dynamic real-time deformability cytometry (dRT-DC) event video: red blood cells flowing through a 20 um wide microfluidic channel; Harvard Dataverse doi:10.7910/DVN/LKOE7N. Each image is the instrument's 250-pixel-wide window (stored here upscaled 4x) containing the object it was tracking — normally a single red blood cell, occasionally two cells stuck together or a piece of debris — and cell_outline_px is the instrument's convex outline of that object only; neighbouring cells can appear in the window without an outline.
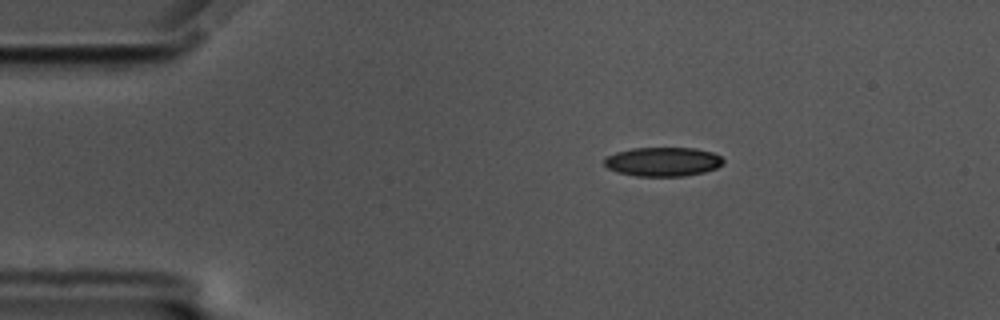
{"species": "common noctule bat (a hibernating species)", "species_latin": "Nyctalus noctula", "temperature_condition": "cold", "stored_images_in_passage": 49, "camera_frame_rate_fps": 3000, "um_per_image_px": 0.085, "animal": {"sex": "male", "body_mass_g": 17.5, "forearm_length_mm": 52.3}, "frame": {"image": 1, "passage_image": 1, "time_ms": 0.0, "image_size_px": [1000, 320], "cell_outline_px": [[724, 164], [716, 168], [704, 172], [684, 176], [636, 176], [616, 172], [608, 168], [604, 164], [604, 156], [616, 152], [632, 148], [696, 148], [712, 152], [720, 156], [724, 160]], "centroid_in_image_um": [56.33, 13.74], "position_along_channel_um": 28.7, "area_um2": 20.35}}
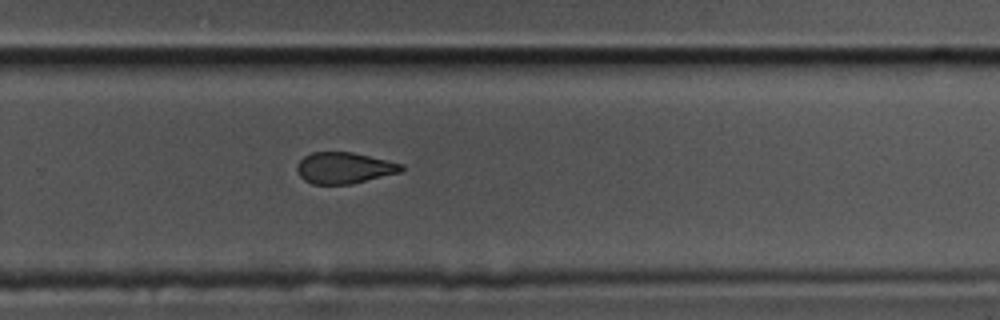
{"frame": {"image": 2, "passage_image": 29, "time_ms": 9.333, "image_size_px": [1000, 320], "cell_outline_px": [[404, 168], [400, 172], [352, 184], [312, 184], [304, 180], [300, 176], [296, 168], [300, 160], [304, 156], [312, 152], [352, 152], [404, 164]], "centroid_in_image_um": [29.25, 14.27], "position_along_channel_um": 300.5, "area_um2": 18.96}}
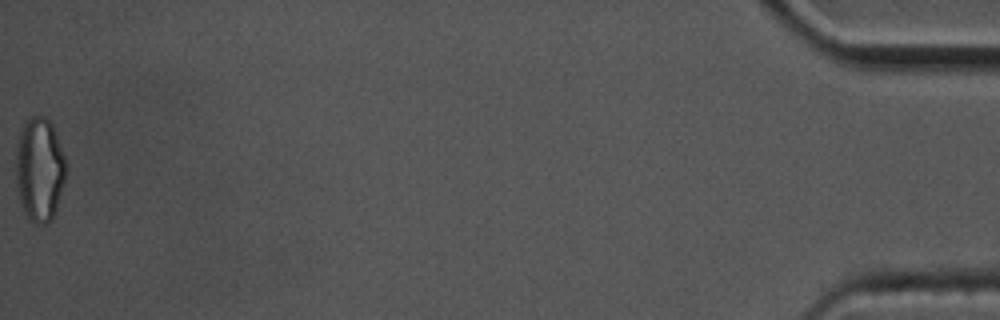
{"frame": {"image": 3, "passage_image": 49, "time_ms": 16.0, "image_size_px": [1000, 320], "cell_outline_px": [[68, 164], [64, 180], [56, 208], [52, 220], [48, 224], [36, 224], [28, 220], [24, 212], [20, 200], [16, 184], [16, 144], [20, 132], [28, 116], [44, 116], [52, 124]], "centroid_in_image_um": [3.36, 14.4], "position_along_channel_um": 431.8, "area_um2": 30.63}, "authors_computed_cell_mechanics": {"area_um2": 20.8658, "velocity_mm_per_s": 3.4805, "shape_relaxation_time_tau1_ms": 7.659, "shape_relaxation_time_tau2_ms": 3.2823, "deformation_change_tau1": 0.1541, "deformation_change_tau2": 0.0894}}